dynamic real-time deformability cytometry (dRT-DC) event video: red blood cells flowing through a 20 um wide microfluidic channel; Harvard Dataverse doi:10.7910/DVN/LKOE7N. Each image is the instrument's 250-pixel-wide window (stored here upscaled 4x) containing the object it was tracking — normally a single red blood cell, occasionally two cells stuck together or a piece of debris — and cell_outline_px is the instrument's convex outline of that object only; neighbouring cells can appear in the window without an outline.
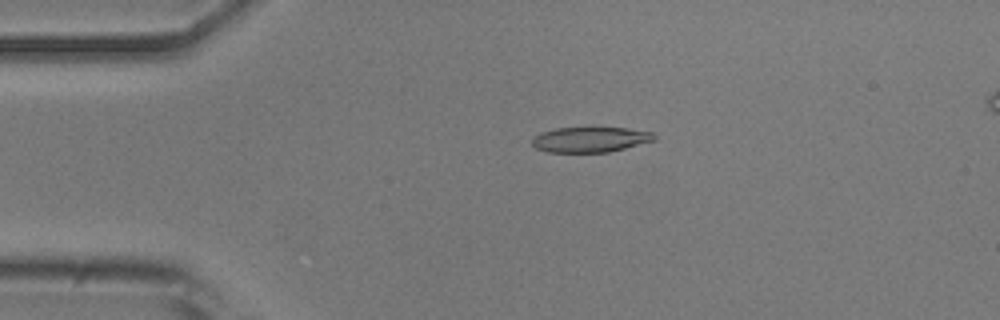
{"species": "common noctule bat (a hibernating species)", "species_latin": "Nyctalus noctula", "temperature_condition": "room temperature", "stored_images_in_passage": 49, "camera_frame_rate_fps": 3000, "um_per_image_px": 0.085, "animal": {"sex": "male", "body_mass_g": 20.5, "forearm_length_mm": 52.5}, "frame": {"image": 1, "passage_image": 8, "time_ms": 2.333, "image_size_px": [1000, 320], "cell_outline_px": [[656, 140], [608, 152], [548, 152], [536, 148], [532, 144], [532, 140], [540, 132], [556, 128], [628, 128], [652, 132], [656, 136]], "centroid_in_image_um": [50.18, 11.86], "position_along_channel_um": 34.8, "area_um2": 17.86}}
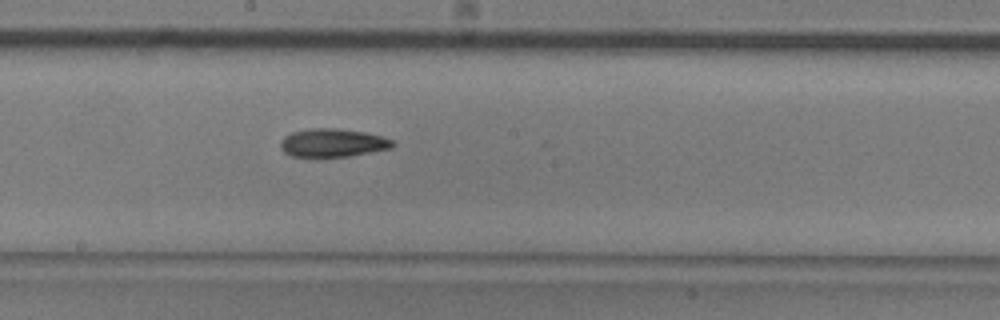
{"frame": {"image": 2, "passage_image": 25, "time_ms": 8.0, "image_size_px": [1000, 320], "cell_outline_px": [[396, 144], [392, 148], [348, 156], [292, 156], [284, 152], [280, 144], [280, 140], [284, 136], [292, 132], [308, 128], [336, 128], [364, 132], [384, 136], [392, 140]], "centroid_in_image_um": [28.29, 12.12], "position_along_channel_um": 219.9, "area_um2": 18.44}}
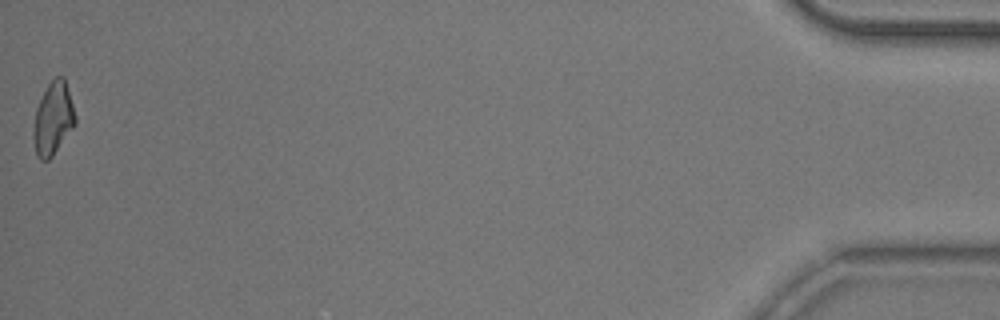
{"frame": {"image": 3, "passage_image": 49, "time_ms": 16.0, "image_size_px": [1000, 320], "cell_outline_px": [[76, 124], [52, 156], [48, 160], [40, 160], [36, 156], [32, 136], [32, 132], [36, 108], [48, 84], [56, 76], [64, 76], [76, 116]], "centroid_in_image_um": [4.5, 10.1], "position_along_channel_um": 430.7, "area_um2": 17.74}, "authors_computed_cell_mechanics": {"area_um2": 18.4382, "velocity_mm_per_s": 3.8745, "shape_relaxation_time_tau1_ms": 5.8735, "shape_relaxation_time_tau2_ms": 7.786, "deformation_change_tau1": 0.1582, "deformation_change_tau2": 0.1704}}